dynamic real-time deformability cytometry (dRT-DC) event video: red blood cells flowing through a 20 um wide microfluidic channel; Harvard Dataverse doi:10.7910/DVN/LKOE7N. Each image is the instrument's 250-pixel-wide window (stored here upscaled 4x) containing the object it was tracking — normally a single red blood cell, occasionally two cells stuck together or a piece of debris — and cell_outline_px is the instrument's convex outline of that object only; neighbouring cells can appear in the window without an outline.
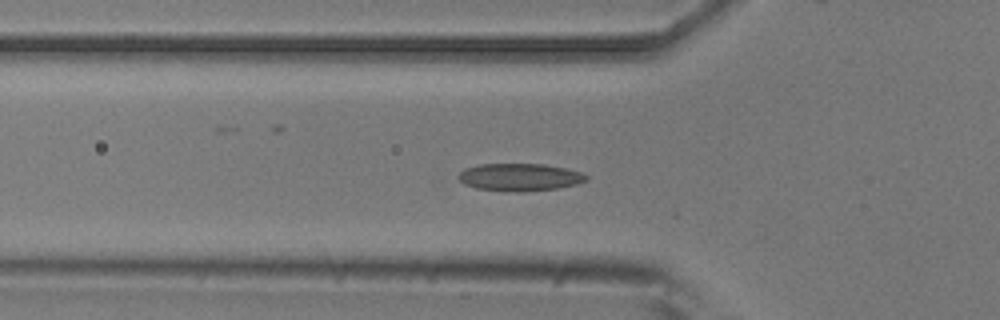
{"species": "common noctule bat (a hibernating species)", "species_latin": "Nyctalus noctula", "temperature_condition": "room temperature", "stored_images_in_passage": 40, "camera_frame_rate_fps": 3000, "um_per_image_px": 0.085, "animal": {"sex": "male", "body_mass_g": 20.5, "forearm_length_mm": 52.5}, "frame": {"image": 1, "passage_image": 13, "time_ms": 4.0, "image_size_px": [1000, 320], "cell_outline_px": [[588, 180], [576, 184], [556, 188], [520, 192], [516, 192], [476, 188], [464, 184], [456, 176], [464, 168], [480, 164], [544, 164], [564, 168], [580, 172], [588, 176]], "centroid_in_image_um": [44.15, 15.05], "position_along_channel_um": 81.7, "area_um2": 20.4}}
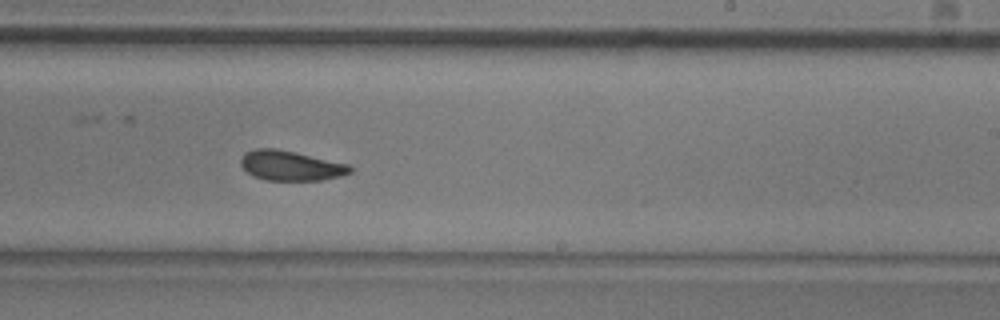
{"frame": {"image": 2, "passage_image": 27, "time_ms": 8.667, "image_size_px": [1000, 320], "cell_outline_px": [[352, 172], [340, 176], [320, 180], [268, 180], [256, 176], [248, 172], [240, 164], [240, 160], [244, 152], [256, 148], [276, 148], [296, 152], [348, 164], [352, 168]], "centroid_in_image_um": [24.7, 14.06], "position_along_channel_um": 264.3, "area_um2": 18.9}}
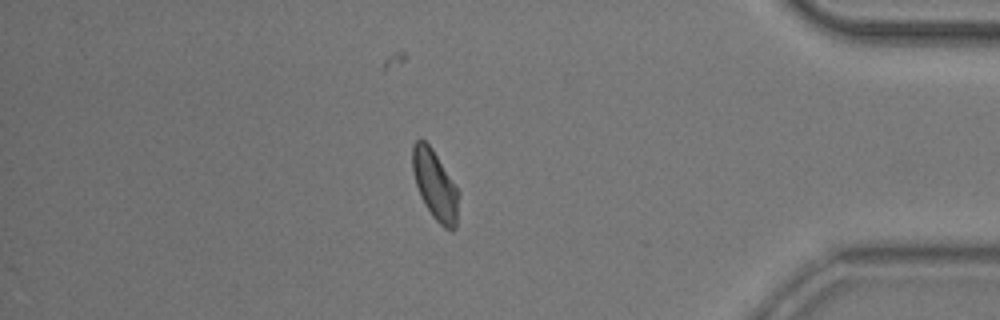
{"frame": {"image": 3, "passage_image": 40, "time_ms": 13.0, "image_size_px": [1000, 320], "cell_outline_px": [[460, 192], [456, 228], [452, 232], [444, 228], [432, 216], [424, 204], [420, 196], [412, 172], [412, 144], [420, 136], [432, 148]], "centroid_in_image_um": [36.98, 15.74], "position_along_channel_um": 398.2, "area_um2": 19.02}, "authors_computed_cell_mechanics": {"area_um2": 19.6231, "velocity_mm_per_s": 3.9035, "shape_relaxation_time_tau1_ms": 4.0578, "shape_relaxation_time_tau2_ms": 2.2958, "deformation_change_tau1": 0.1186, "deformation_change_tau2": 0.0765}}